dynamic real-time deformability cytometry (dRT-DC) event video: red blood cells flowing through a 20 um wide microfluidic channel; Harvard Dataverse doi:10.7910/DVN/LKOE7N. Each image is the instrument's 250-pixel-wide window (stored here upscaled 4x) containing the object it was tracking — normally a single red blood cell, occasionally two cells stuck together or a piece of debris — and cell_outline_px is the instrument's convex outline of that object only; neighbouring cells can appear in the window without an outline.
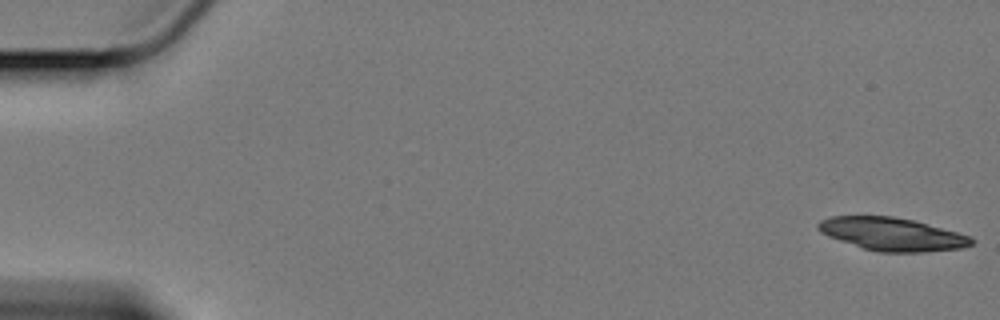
{"species": "Egyptian fruit bat (a non-hibernating species)", "species_latin": "Rousettus aegyptiacus", "temperature_condition": "cold", "stored_images_in_passage": 18, "camera_frame_rate_fps": 3000, "um_per_image_px": 0.085, "animal": {"sex": "female"}, "frame": {"image": 1, "passage_image": 1, "time_ms": 0.0, "image_size_px": [1000, 320], "cell_outline_px": [[976, 240], [972, 244], [964, 248], [928, 252], [880, 252], [864, 248], [828, 236], [820, 232], [816, 228], [816, 224], [820, 220], [832, 216], [892, 216], [912, 220], [972, 236]], "centroid_in_image_um": [75.85, 19.9], "position_along_channel_um": 9.1, "area_um2": 29.48}}
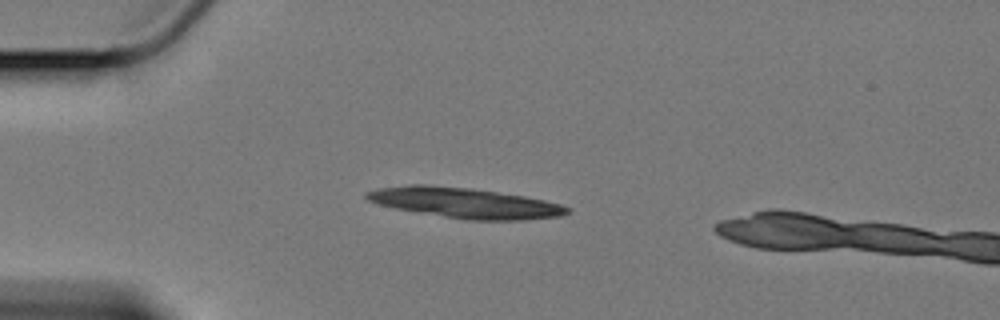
{"frame": {"image": 2, "passage_image": 15, "time_ms": 4.667, "image_size_px": [1000, 320], "cell_outline_px": [[572, 212], [564, 216], [524, 220], [464, 220], [396, 208], [380, 204], [368, 200], [364, 196], [364, 192], [376, 188], [408, 184], [428, 184], [472, 188], [524, 196], [544, 200], [560, 204], [572, 208]], "centroid_in_image_um": [39.54, 17.24], "position_along_channel_um": 45.5, "area_um2": 35.78}}